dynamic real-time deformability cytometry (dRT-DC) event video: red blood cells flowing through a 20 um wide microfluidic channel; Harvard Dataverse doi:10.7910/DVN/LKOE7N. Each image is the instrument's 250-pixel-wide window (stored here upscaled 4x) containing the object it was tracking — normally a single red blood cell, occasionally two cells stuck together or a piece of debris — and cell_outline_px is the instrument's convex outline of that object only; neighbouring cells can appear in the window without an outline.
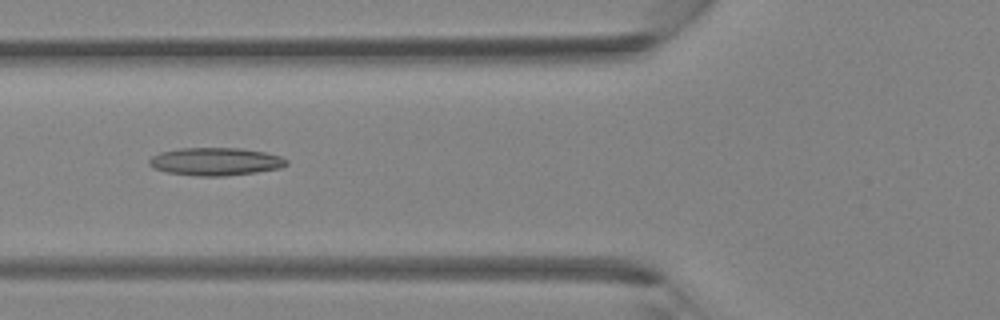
{"species": "Egyptian fruit bat (a non-hibernating species)", "species_latin": "Rousettus aegyptiacus", "temperature_condition": "room temperature", "stored_images_in_passage": 5, "camera_frame_rate_fps": 3000, "um_per_image_px": 0.085, "animal": {"sex": "female"}, "frame": {"image": 1, "passage_image": 5, "time_ms": 1.333, "image_size_px": [1000, 320], "cell_outline_px": [[288, 164], [280, 168], [256, 172], [224, 176], [196, 176], [168, 172], [152, 168], [148, 164], [148, 160], [152, 156], [160, 152], [180, 148], [240, 148], [264, 152], [280, 156], [288, 160]], "centroid_in_image_um": [18.3, 13.73], "position_along_channel_um": 107.5, "area_um2": 22.31}}